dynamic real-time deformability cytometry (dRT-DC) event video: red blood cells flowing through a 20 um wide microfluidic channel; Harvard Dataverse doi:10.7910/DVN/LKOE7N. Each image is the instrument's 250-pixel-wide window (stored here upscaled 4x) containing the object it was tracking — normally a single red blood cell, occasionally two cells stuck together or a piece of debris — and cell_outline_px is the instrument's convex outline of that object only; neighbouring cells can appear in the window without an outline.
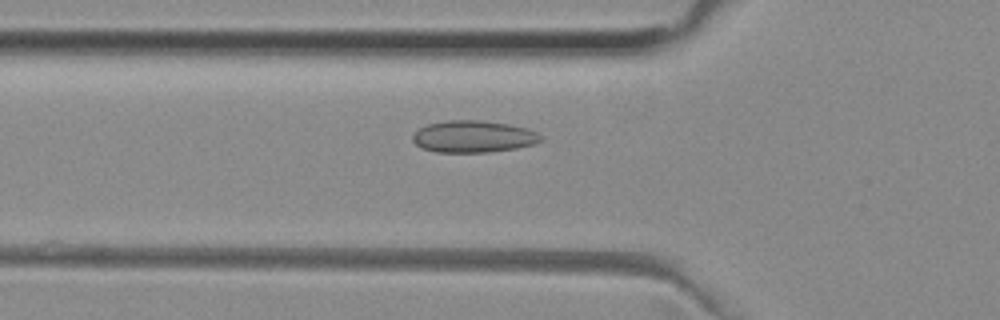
{"species": "common noctule bat (a hibernating species)", "species_latin": "Nyctalus noctula", "temperature_condition": "room temperature", "stored_images_in_passage": 41, "camera_frame_rate_fps": 3000, "um_per_image_px": 0.085, "animal": {"sex": "female", "body_mass_g": 29.2, "forearm_length_mm": 56.3}, "frame": {"image": 1, "passage_image": 7, "time_ms": 2.0, "image_size_px": [1000, 320], "cell_outline_px": [[544, 140], [536, 144], [516, 148], [488, 152], [436, 152], [420, 148], [412, 140], [412, 136], [420, 128], [428, 124], [448, 120], [484, 120], [508, 124], [528, 128], [544, 136]], "centroid_in_image_um": [40.28, 11.61], "position_along_channel_um": 85.5, "area_um2": 24.04}}
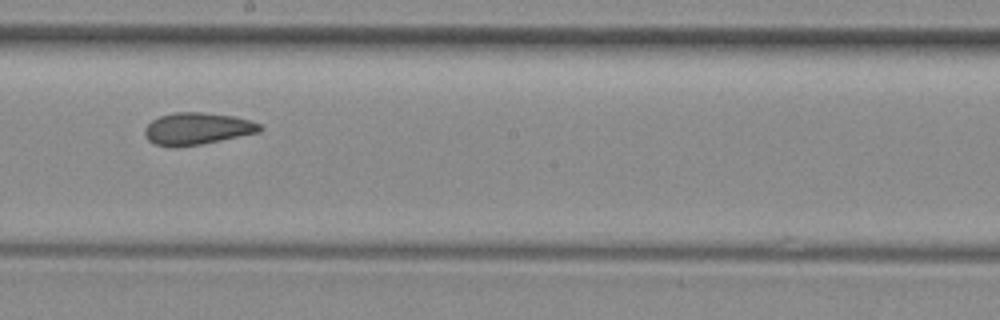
{"frame": {"image": 2, "passage_image": 18, "time_ms": 5.667, "image_size_px": [1000, 320], "cell_outline_px": [[264, 128], [260, 132], [200, 144], [176, 148], [156, 144], [148, 140], [144, 136], [144, 128], [152, 120], [160, 116], [172, 112], [204, 112], [232, 116], [252, 120], [260, 124]], "centroid_in_image_um": [16.75, 10.93], "position_along_channel_um": 231.5, "area_um2": 21.62}}
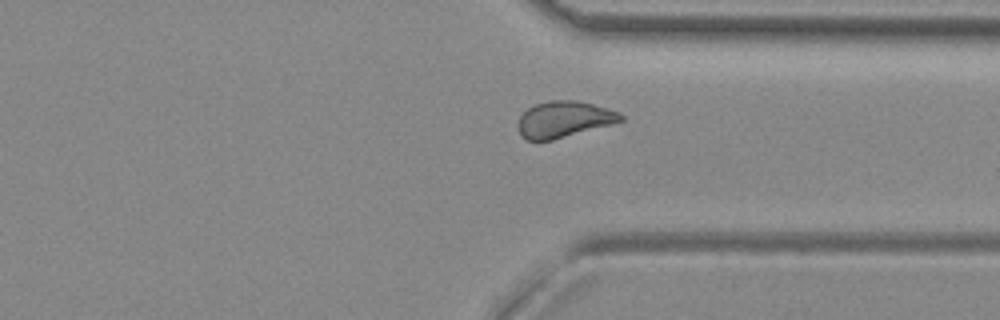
{"frame": {"image": 3, "passage_image": 28, "time_ms": 9.0, "image_size_px": [1000, 320], "cell_outline_px": [[624, 120], [612, 124], [552, 140], [524, 140], [520, 132], [520, 116], [528, 108], [536, 104], [552, 100], [576, 100], [592, 104], [620, 112], [624, 116]], "centroid_in_image_um": [47.97, 10.14], "position_along_channel_um": 363.4, "area_um2": 21.39}, "authors_computed_cell_mechanics": {"area_um2": 21.9062, "velocity_mm_per_s": 3.9657, "shape_relaxation_time_tau1_ms": null, "shape_relaxation_time_tau2_ms": 2.0044, "deformation_change_tau1": null, "deformation_change_tau2": 0.0756}}